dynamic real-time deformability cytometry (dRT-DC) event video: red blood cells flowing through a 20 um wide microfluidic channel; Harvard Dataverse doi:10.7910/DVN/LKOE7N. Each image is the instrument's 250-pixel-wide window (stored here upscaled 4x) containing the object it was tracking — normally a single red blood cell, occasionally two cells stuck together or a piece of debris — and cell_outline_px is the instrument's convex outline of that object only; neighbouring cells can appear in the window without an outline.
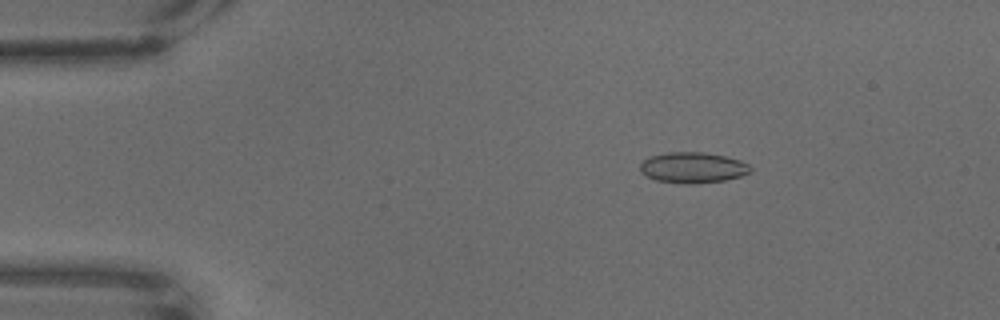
{"species": "common noctule bat (a hibernating species)", "species_latin": "Nyctalus noctula", "temperature_condition": "warm", "stored_images_in_passage": 68, "camera_frame_rate_fps": 3000, "um_per_image_px": 0.085, "animal": {"sex": "male", "body_mass_g": 18.8}, "frame": {"image": 1, "passage_image": 11, "time_ms": 3.333, "image_size_px": [1000, 320], "cell_outline_px": [[752, 172], [740, 176], [724, 180], [692, 184], [684, 184], [656, 180], [640, 172], [640, 164], [648, 156], [668, 152], [704, 152], [724, 156], [740, 160], [748, 164], [752, 168]], "centroid_in_image_um": [58.88, 14.24], "position_along_channel_um": 26.1, "area_um2": 19.83}}
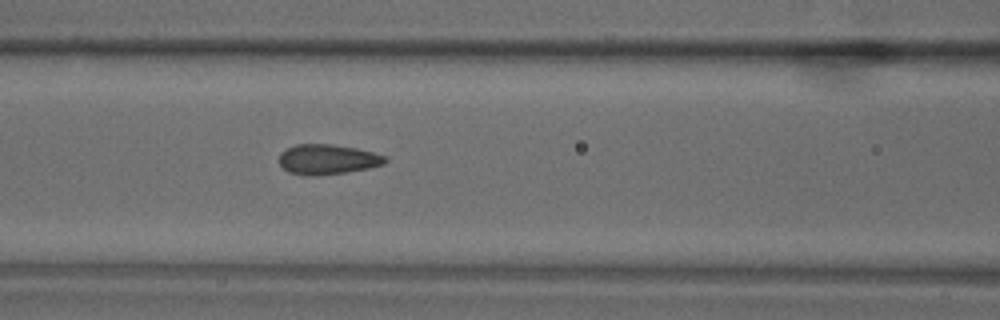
{"frame": {"image": 2, "passage_image": 29, "time_ms": 9.333, "image_size_px": [1000, 320], "cell_outline_px": [[388, 160], [384, 164], [368, 168], [348, 172], [312, 176], [304, 176], [288, 172], [280, 164], [280, 152], [296, 144], [332, 144], [356, 148], [388, 156]], "centroid_in_image_um": [27.85, 13.55], "position_along_channel_um": 138.7, "area_um2": 18.67}}
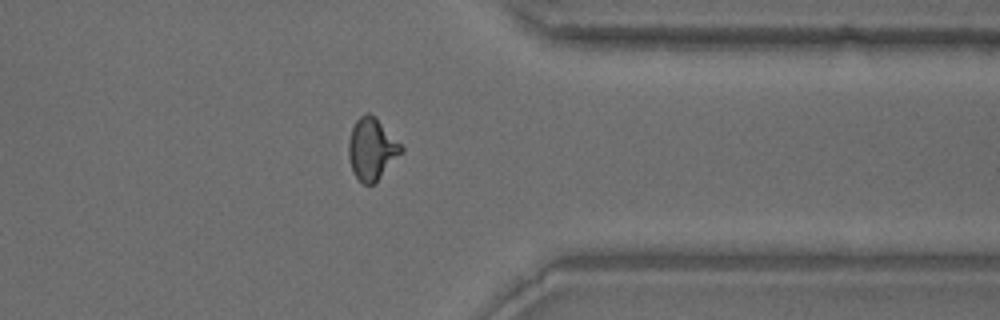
{"frame": {"image": 3, "passage_image": 54, "time_ms": 17.667, "image_size_px": [1000, 320], "cell_outline_px": [[404, 152], [372, 184], [364, 184], [352, 172], [348, 156], [348, 140], [352, 128], [356, 120], [364, 112], [368, 112], [376, 116], [404, 148]], "centroid_in_image_um": [31.59, 12.62], "position_along_channel_um": 379.8, "area_um2": 18.96}}